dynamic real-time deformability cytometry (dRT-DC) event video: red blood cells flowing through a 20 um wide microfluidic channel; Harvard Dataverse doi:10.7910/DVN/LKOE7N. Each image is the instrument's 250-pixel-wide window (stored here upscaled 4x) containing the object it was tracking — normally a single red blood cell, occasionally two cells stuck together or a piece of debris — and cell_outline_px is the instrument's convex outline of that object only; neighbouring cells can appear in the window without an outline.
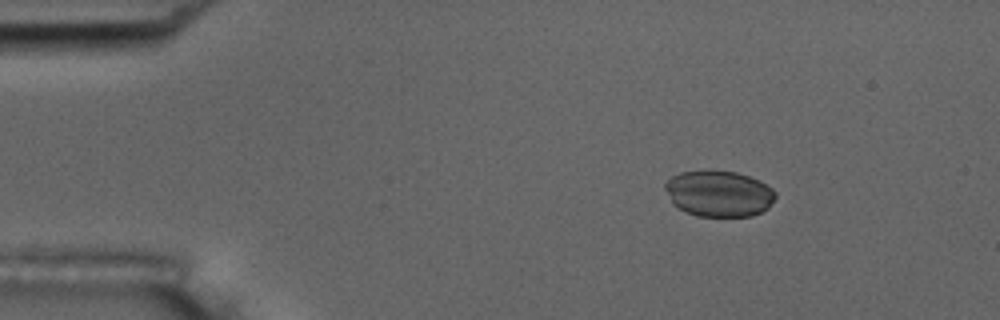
{"species": "common noctule bat (a hibernating species)", "species_latin": "Nyctalus noctula", "temperature_condition": "room temperature", "stored_images_in_passage": 48, "camera_frame_rate_fps": 3000, "um_per_image_px": 0.085, "animal": {"sex": "male", "body_mass_g": 17.5, "forearm_length_mm": 52.3}, "frame": {"image": 1, "passage_image": 1, "time_ms": 0.0, "image_size_px": [1000, 320], "cell_outline_px": [[776, 196], [768, 208], [752, 216], [696, 216], [672, 204], [664, 188], [664, 184], [672, 176], [680, 172], [708, 168], [712, 168], [736, 172], [760, 180], [772, 188], [776, 192]], "centroid_in_image_um": [61.09, 16.42], "position_along_channel_um": 23.9, "area_um2": 30.17}}
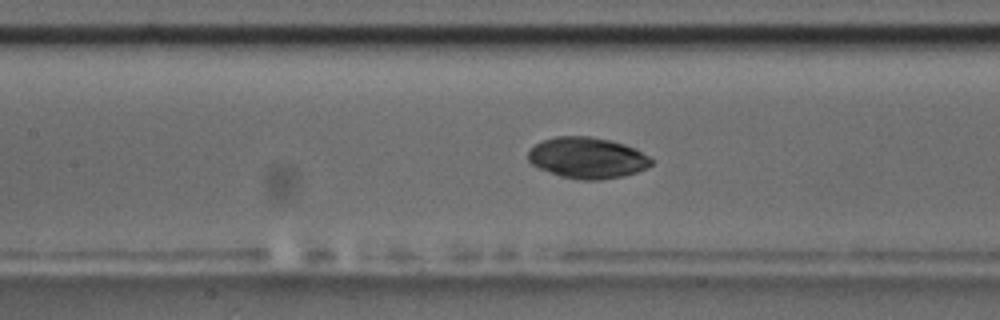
{"frame": {"image": 2, "passage_image": 18, "time_ms": 5.667, "image_size_px": [1000, 320], "cell_outline_px": [[652, 164], [636, 172], [624, 176], [600, 180], [584, 180], [560, 176], [540, 168], [532, 164], [528, 160], [528, 152], [536, 144], [544, 140], [556, 136], [592, 136], [624, 144], [636, 148], [648, 156], [652, 160]], "centroid_in_image_um": [49.92, 13.41], "position_along_channel_um": 157.5, "area_um2": 29.3}}
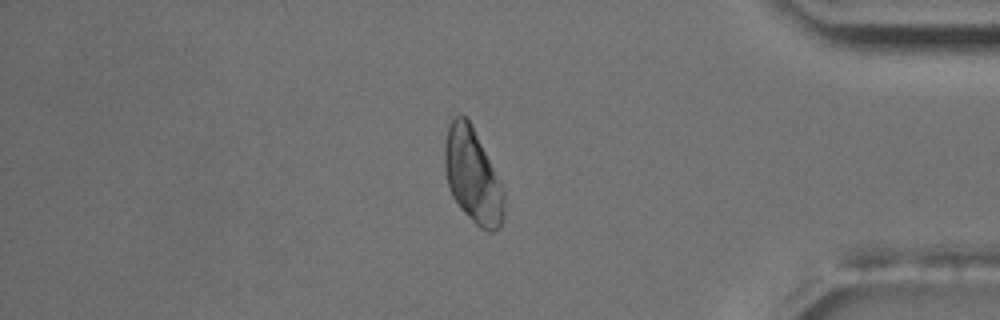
{"frame": {"image": 3, "passage_image": 40, "time_ms": 13.0, "image_size_px": [1000, 320], "cell_outline_px": [[504, 216], [500, 224], [492, 232], [488, 232], [480, 228], [460, 208], [452, 196], [448, 188], [444, 168], [444, 144], [448, 124], [460, 112], [468, 120], [492, 168], [504, 196]], "centroid_in_image_um": [40.11, 14.97], "position_along_channel_um": 395.1, "area_um2": 31.85}}